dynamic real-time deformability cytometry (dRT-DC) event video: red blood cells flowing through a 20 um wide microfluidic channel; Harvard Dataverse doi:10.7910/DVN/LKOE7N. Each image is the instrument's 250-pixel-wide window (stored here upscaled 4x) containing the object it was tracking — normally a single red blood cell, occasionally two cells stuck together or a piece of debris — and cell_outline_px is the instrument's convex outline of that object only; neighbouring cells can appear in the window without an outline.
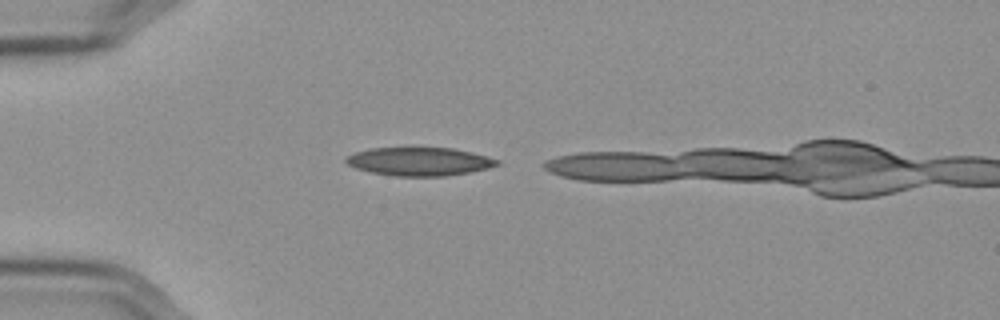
{"species": "Egyptian fruit bat (a non-hibernating species)", "species_latin": "Rousettus aegyptiacus", "temperature_condition": "cold", "stored_images_in_passage": 8, "camera_frame_rate_fps": 3000, "um_per_image_px": 0.085, "frame": {"image": 1, "passage_image": 2, "time_ms": 0.333, "image_size_px": [1000, 320], "cell_outline_px": [[500, 164], [488, 168], [468, 172], [444, 176], [392, 176], [372, 172], [356, 168], [348, 164], [344, 160], [344, 156], [356, 152], [372, 148], [452, 148], [472, 152], [500, 160]], "centroid_in_image_um": [35.63, 13.73], "position_along_channel_um": 49.4, "area_um2": 24.85}}
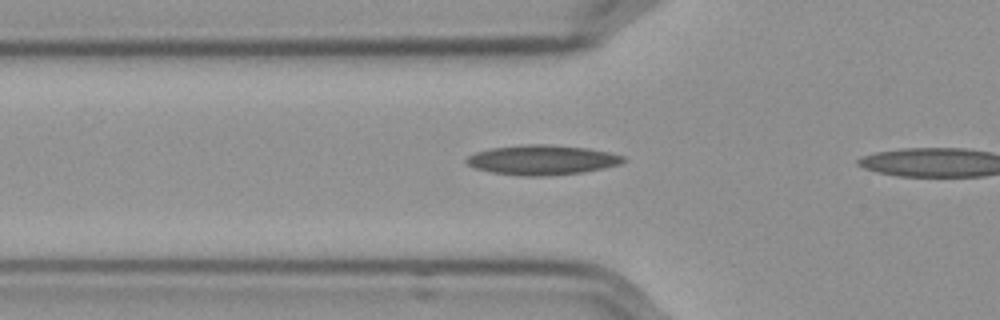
{"frame": {"image": 2, "passage_image": 6, "time_ms": 1.667, "image_size_px": [1000, 320], "cell_outline_px": [[624, 160], [620, 164], [584, 172], [544, 176], [524, 176], [492, 172], [476, 168], [468, 164], [464, 160], [468, 156], [476, 152], [488, 148], [528, 144], [548, 144], [588, 148], [608, 152], [624, 156]], "centroid_in_image_um": [46.06, 13.59], "position_along_channel_um": 79.7, "area_um2": 27.11}}